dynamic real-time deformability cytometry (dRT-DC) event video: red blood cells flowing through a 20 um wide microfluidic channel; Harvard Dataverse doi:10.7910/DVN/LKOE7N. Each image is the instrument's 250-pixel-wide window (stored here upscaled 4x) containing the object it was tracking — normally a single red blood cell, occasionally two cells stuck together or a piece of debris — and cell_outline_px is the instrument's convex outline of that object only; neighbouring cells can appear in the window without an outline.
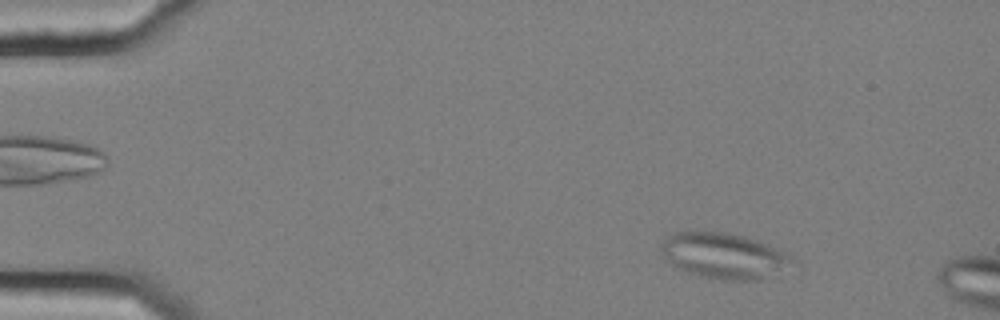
{"species": "common noctule bat (a hibernating species)", "species_latin": "Nyctalus noctula", "temperature_condition": "cold", "stored_images_in_passage": 55, "camera_frame_rate_fps": 3000, "um_per_image_px": 0.085, "animal": {"sex": "female", "body_mass_g": 25.1}, "frame": {"image": 1, "passage_image": 6, "time_ms": 1.667, "image_size_px": [1000, 320], "cell_outline_px": [[792, 260], [756, 280], [720, 280], [696, 276], [684, 272], [676, 268], [660, 252], [660, 244], [672, 232], [728, 232], [744, 236], [756, 240], [776, 248], [792, 256]], "centroid_in_image_um": [61.36, 21.72], "position_along_channel_um": 23.6, "area_um2": 34.1}}
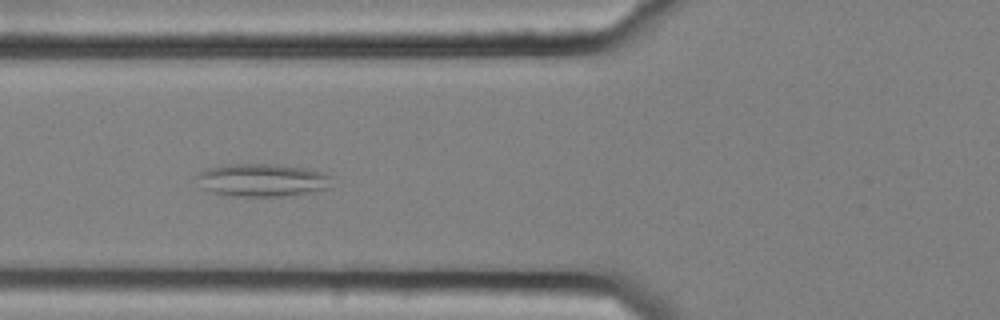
{"frame": {"image": 2, "passage_image": 20, "time_ms": 6.333, "image_size_px": [1000, 320], "cell_outline_px": [[332, 188], [284, 196], [220, 196], [200, 188], [196, 176], [200, 172], [208, 168], [228, 164], [280, 164], [304, 168], [324, 172], [332, 176]], "centroid_in_image_um": [22.28, 15.32], "position_along_channel_um": 103.5, "area_um2": 26.36}}
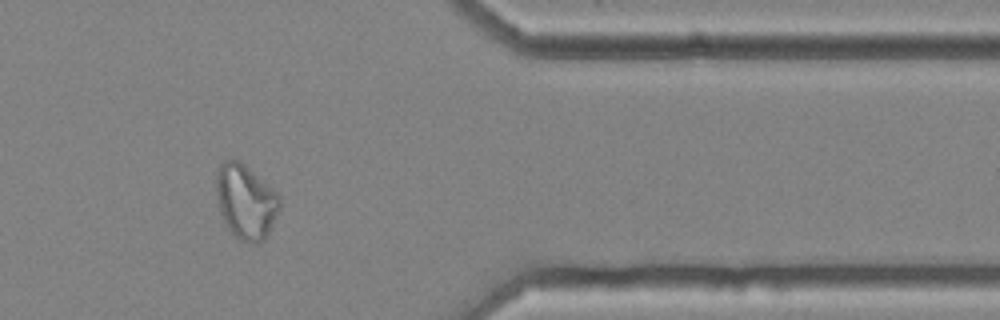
{"frame": {"image": 3, "passage_image": 45, "time_ms": 14.667, "image_size_px": [1000, 320], "cell_outline_px": [[280, 208], [264, 240], [260, 244], [252, 244], [240, 240], [228, 228], [220, 212], [216, 196], [216, 176], [220, 164], [224, 160], [240, 160], [272, 188], [280, 196]], "centroid_in_image_um": [20.88, 17.14], "position_along_channel_um": 390.5, "area_um2": 27.46}, "authors_computed_cell_mechanics": {"area_um2": 28.4954, "velocity_mm_per_s": 3.6318, "shape_relaxation_time_tau1_ms": null, "shape_relaxation_time_tau2_ms": 5.0936, "deformation_change_tau1": null, "deformation_change_tau2": 0.1284}}